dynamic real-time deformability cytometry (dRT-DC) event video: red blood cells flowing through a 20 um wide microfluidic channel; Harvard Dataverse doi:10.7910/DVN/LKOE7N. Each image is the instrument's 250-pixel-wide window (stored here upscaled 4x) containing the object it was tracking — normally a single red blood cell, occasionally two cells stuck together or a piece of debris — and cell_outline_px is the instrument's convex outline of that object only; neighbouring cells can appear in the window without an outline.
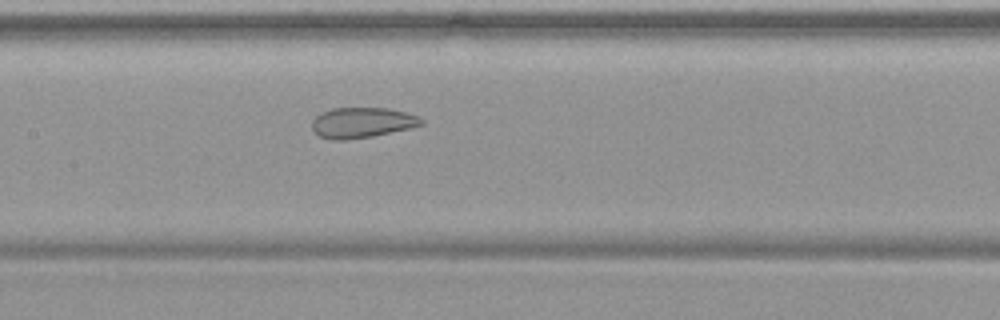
{"species": "common noctule bat (a hibernating species)", "species_latin": "Nyctalus noctula", "temperature_condition": "warm", "stored_images_in_passage": 54, "camera_frame_rate_fps": 3000, "um_per_image_px": 0.085, "animal": {"sex": "female", "body_mass_g": 19.9}, "frame": {"image": 1, "passage_image": 27, "time_ms": 8.667, "image_size_px": [1000, 320], "cell_outline_px": [[424, 124], [412, 128], [372, 136], [344, 140], [332, 140], [320, 136], [312, 128], [312, 120], [316, 116], [332, 108], [388, 108], [408, 112], [420, 116], [424, 120]], "centroid_in_image_um": [30.83, 10.42], "position_along_channel_um": 176.6, "area_um2": 19.48}}
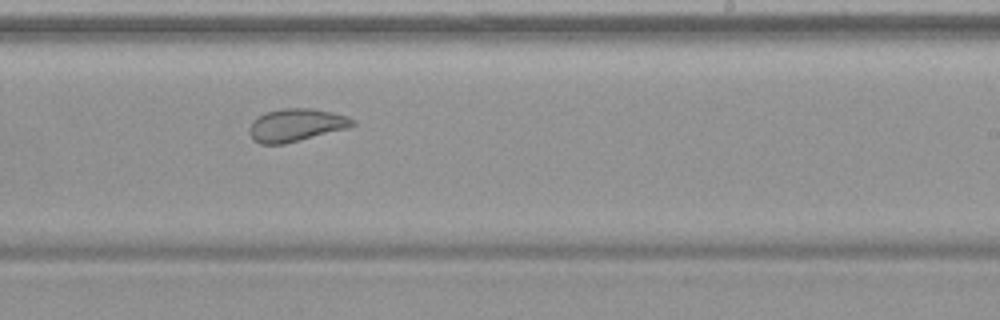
{"frame": {"image": 2, "passage_image": 34, "time_ms": 11.0, "image_size_px": [1000, 320], "cell_outline_px": [[356, 124], [348, 128], [284, 144], [260, 144], [252, 140], [248, 132], [248, 128], [252, 120], [264, 112], [284, 108], [312, 108], [348, 116], [356, 120]], "centroid_in_image_um": [25.13, 10.63], "position_along_channel_um": 263.9, "area_um2": 19.94}}
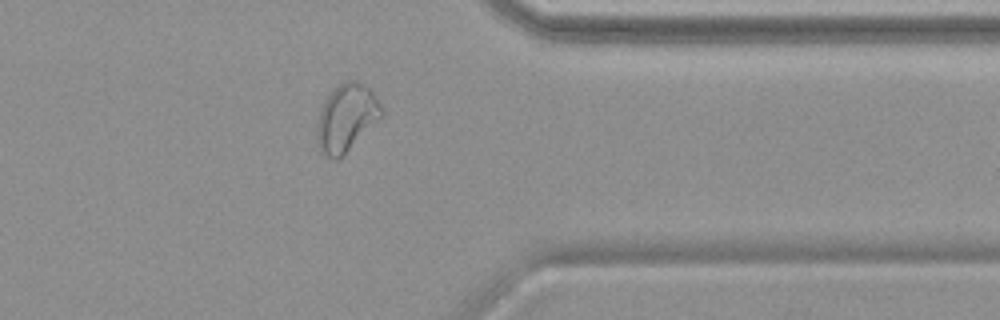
{"frame": {"image": 3, "passage_image": 44, "time_ms": 14.333, "image_size_px": [1000, 320], "cell_outline_px": [[384, 116], [336, 160], [320, 152], [316, 140], [316, 124], [320, 108], [324, 100], [344, 80], [356, 80], [364, 84], [376, 96], [384, 108]], "centroid_in_image_um": [29.45, 9.99], "position_along_channel_um": 382.0, "area_um2": 25.37}, "authors_computed_cell_mechanics": {"area_um2": 26.588, "velocity_mm_per_s": 3.7685, "shape_relaxation_time_tau1_ms": null, "shape_relaxation_time_tau2_ms": 2.0099, "deformation_change_tau1": null, "deformation_change_tau2": 0.0882}}